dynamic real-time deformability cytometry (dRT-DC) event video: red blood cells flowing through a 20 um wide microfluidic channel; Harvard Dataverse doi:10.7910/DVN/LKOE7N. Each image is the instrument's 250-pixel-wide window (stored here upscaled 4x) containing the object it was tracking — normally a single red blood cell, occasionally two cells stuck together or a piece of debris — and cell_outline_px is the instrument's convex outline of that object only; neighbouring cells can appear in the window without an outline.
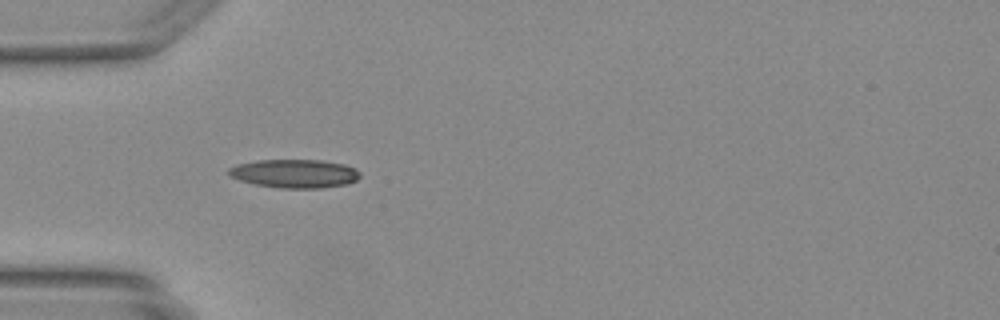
{"species": "Egyptian fruit bat (a non-hibernating species)", "species_latin": "Rousettus aegyptiacus", "temperature_condition": "warm", "stored_images_in_passage": 5, "camera_frame_rate_fps": 3000, "um_per_image_px": 0.085, "animal": {"sex": "female"}, "frame": {"image": 1, "passage_image": 1, "time_ms": 0.0, "image_size_px": [1000, 320], "cell_outline_px": [[360, 176], [356, 180], [348, 184], [320, 188], [280, 188], [256, 184], [240, 180], [228, 176], [228, 168], [236, 164], [256, 160], [324, 160], [344, 164], [356, 168], [360, 172]], "centroid_in_image_um": [25.05, 14.74], "position_along_channel_um": 60.0, "area_um2": 22.02}}